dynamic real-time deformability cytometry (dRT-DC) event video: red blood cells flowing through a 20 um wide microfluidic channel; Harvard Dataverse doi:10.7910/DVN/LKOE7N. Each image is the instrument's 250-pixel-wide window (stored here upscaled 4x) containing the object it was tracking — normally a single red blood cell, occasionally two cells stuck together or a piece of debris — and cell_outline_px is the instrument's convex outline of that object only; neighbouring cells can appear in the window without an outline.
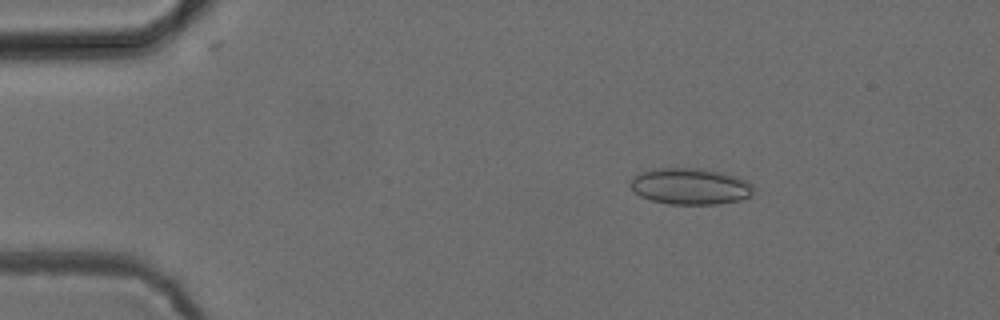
{"species": "common noctule bat (a hibernating species)", "species_latin": "Nyctalus noctula", "temperature_condition": "cold", "stored_images_in_passage": 46, "camera_frame_rate_fps": 3000, "um_per_image_px": 0.085, "animal": {"sex": "female", "body_mass_g": 24.6, "forearm_length_mm": 56.2}, "frame": {"image": 1, "passage_image": 2, "time_ms": 0.333, "image_size_px": [1000, 320], "cell_outline_px": [[752, 196], [740, 200], [716, 204], [668, 204], [652, 200], [640, 196], [628, 184], [640, 172], [656, 168], [700, 168], [724, 172], [748, 180], [752, 184]], "centroid_in_image_um": [58.7, 15.83], "position_along_channel_um": 26.3, "area_um2": 26.18}}
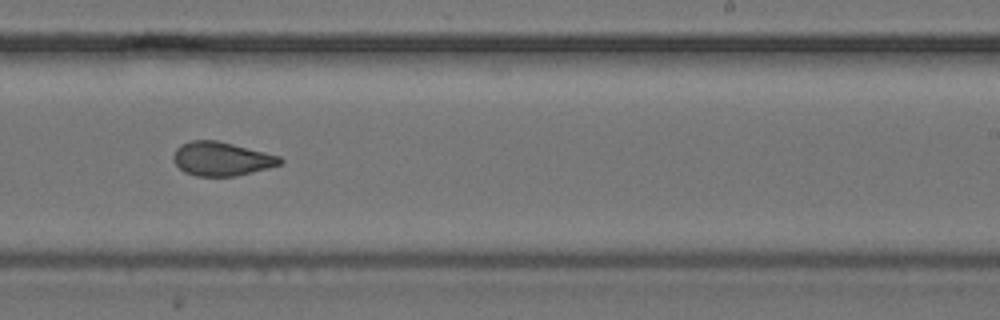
{"frame": {"image": 2, "passage_image": 26, "time_ms": 8.333, "image_size_px": [1000, 320], "cell_outline_px": [[284, 160], [280, 164], [268, 168], [236, 176], [196, 176], [184, 172], [172, 160], [172, 156], [176, 148], [180, 144], [192, 140], [216, 140], [280, 156]], "centroid_in_image_um": [18.8, 13.5], "position_along_channel_um": 270.2, "area_um2": 20.98}}
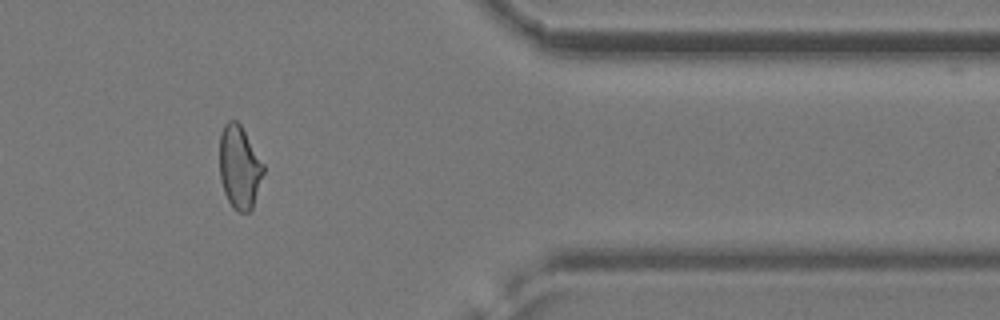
{"frame": {"image": 3, "passage_image": 37, "time_ms": 12.0, "image_size_px": [1000, 320], "cell_outline_px": [[264, 172], [252, 208], [248, 212], [240, 212], [232, 208], [224, 192], [220, 180], [220, 132], [224, 124], [228, 120], [236, 120], [240, 124], [264, 164]], "centroid_in_image_um": [20.34, 14.2], "position_along_channel_um": 391.1, "area_um2": 21.21}, "authors_computed_cell_mechanics": {"area_um2": 21.5305, "velocity_mm_per_s": 3.8882, "shape_relaxation_time_tau1_ms": null, "shape_relaxation_time_tau2_ms": 1.9416, "deformation_change_tau1": null, "deformation_change_tau2": 0.0716}}